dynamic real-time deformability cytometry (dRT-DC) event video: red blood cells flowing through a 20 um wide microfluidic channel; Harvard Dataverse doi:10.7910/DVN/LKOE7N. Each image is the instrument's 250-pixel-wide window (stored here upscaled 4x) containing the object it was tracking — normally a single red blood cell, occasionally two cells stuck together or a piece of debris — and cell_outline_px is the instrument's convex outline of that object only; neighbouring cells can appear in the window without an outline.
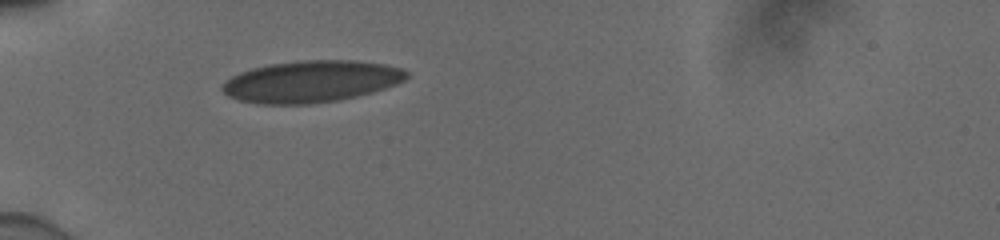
{"species": "human", "species_latin": "Homo sapiens", "temperature_condition": "cold", "stored_images_in_passage": 32, "camera_frame_rate_fps": 3000, "um_per_image_px": 0.085, "donor": {"sex": "male"}, "frame": {"image": 1, "passage_image": 1, "time_ms": 0.0, "image_size_px": [1000, 240], "cell_outline_px": [[408, 76], [404, 80], [396, 84], [372, 92], [340, 100], [312, 104], [256, 104], [240, 100], [228, 96], [220, 88], [232, 76], [240, 72], [252, 68], [268, 64], [304, 60], [352, 60], [384, 64], [404, 68], [408, 72]], "centroid_in_image_um": [26.46, 6.93], "position_along_channel_um": 58.5, "area_um2": 44.85}}
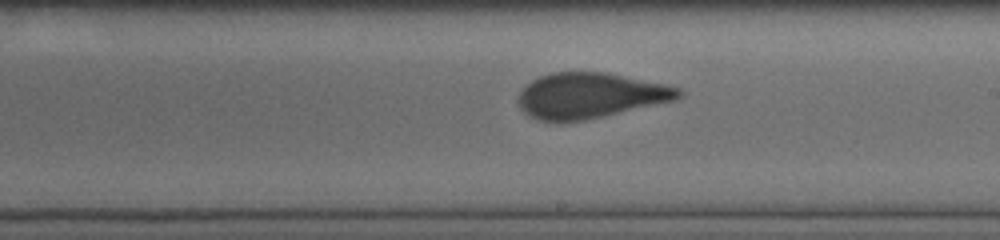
{"frame": {"image": 2, "passage_image": 16, "time_ms": 5.0, "image_size_px": [1000, 240], "cell_outline_px": [[684, 96], [676, 100], [584, 120], [560, 124], [536, 120], [524, 112], [520, 108], [516, 100], [520, 92], [532, 80], [540, 76], [552, 72], [604, 72], [664, 84], [680, 88], [684, 92]], "centroid_in_image_um": [50.13, 8.14], "position_along_channel_um": 238.9, "area_um2": 42.77}}
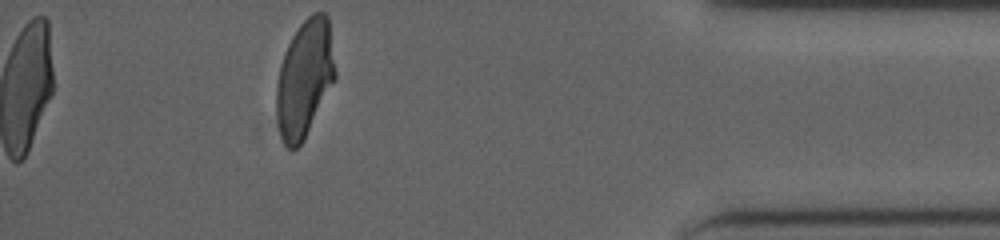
{"frame": {"image": 3, "passage_image": 32, "time_ms": 10.333, "image_size_px": [1000, 240], "cell_outline_px": [[336, 76], [304, 140], [296, 148], [288, 148], [284, 144], [280, 136], [276, 112], [276, 84], [280, 64], [284, 52], [292, 36], [300, 24], [312, 12], [324, 12], [328, 16], [336, 72]], "centroid_in_image_um": [25.87, 6.65], "position_along_channel_um": 409.3, "area_um2": 40.06}, "authors_computed_cell_mechanics": {"area_um2": 42.3963, "velocity_mm_per_s": 3.8926, "shape_relaxation_time_tau1_ms": 7.0998, "shape_relaxation_time_tau2_ms": null, "deformation_change_tau1": 0.1803, "deformation_change_tau2": null}}